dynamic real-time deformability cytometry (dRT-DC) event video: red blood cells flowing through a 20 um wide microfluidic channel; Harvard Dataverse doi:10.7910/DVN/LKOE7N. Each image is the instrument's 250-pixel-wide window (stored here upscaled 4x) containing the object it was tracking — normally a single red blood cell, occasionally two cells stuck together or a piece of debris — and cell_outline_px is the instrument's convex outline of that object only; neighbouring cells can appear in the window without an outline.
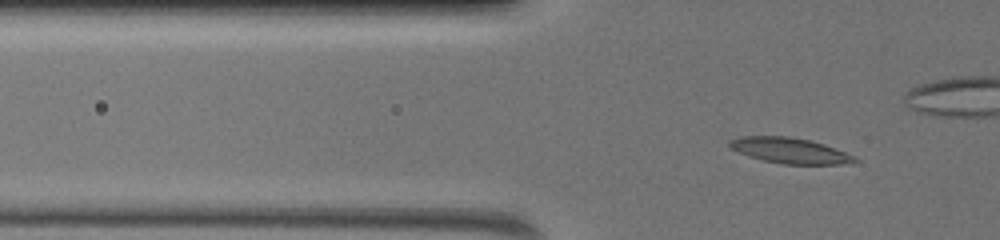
{"species": "common noctule bat (a hibernating species)", "species_latin": "Nyctalus noctula", "temperature_condition": "warm", "stored_images_in_passage": 45, "camera_frame_rate_fps": 3000, "um_per_image_px": 0.085, "animal": {"sex": "female", "body_mass_g": 19.5, "forearm_length_mm": 54.1}, "frame": {"image": 1, "passage_image": 9, "time_ms": 2.667, "image_size_px": [1000, 240], "cell_outline_px": [[860, 160], [840, 164], [784, 164], [764, 160], [748, 156], [732, 148], [728, 144], [728, 140], [740, 136], [788, 136], [808, 140], [824, 144], [856, 156]], "centroid_in_image_um": [67.13, 12.79], "position_along_channel_um": 58.7, "area_um2": 18.5}}
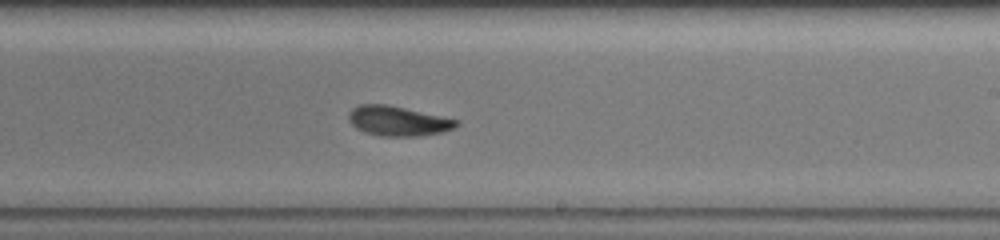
{"frame": {"image": 2, "passage_image": 27, "time_ms": 8.667, "image_size_px": [1000, 240], "cell_outline_px": [[460, 124], [452, 128], [440, 132], [420, 136], [380, 136], [364, 132], [356, 128], [352, 124], [348, 116], [352, 108], [360, 104], [384, 104], [404, 108], [460, 120]], "centroid_in_image_um": [33.82, 10.29], "position_along_channel_um": 255.2, "area_um2": 18.5}}
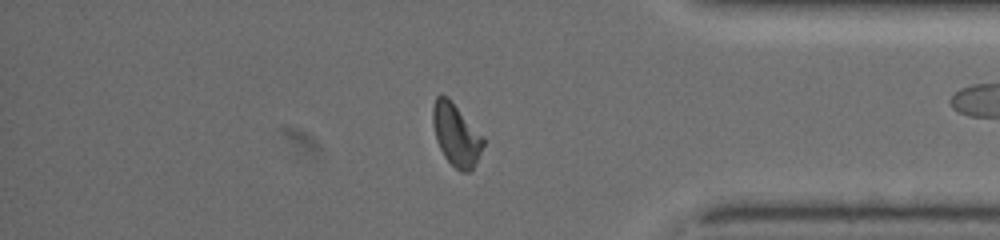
{"frame": {"image": 3, "passage_image": 40, "time_ms": 13.0, "image_size_px": [1000, 240], "cell_outline_px": [[484, 144], [472, 168], [468, 172], [460, 172], [444, 156], [436, 140], [432, 124], [432, 104], [436, 96], [440, 92], [448, 96], [484, 136]], "centroid_in_image_um": [38.74, 11.38], "position_along_channel_um": 396.5, "area_um2": 18.5}, "authors_computed_cell_mechanics": {"area_um2": 18.2648, "velocity_mm_per_s": 3.5812, "shape_relaxation_time_tau1_ms": 6.9445, "shape_relaxation_time_tau2_ms": 3.5894, "deformation_change_tau1": 0.2081, "deformation_change_tau2": 0.0942}}